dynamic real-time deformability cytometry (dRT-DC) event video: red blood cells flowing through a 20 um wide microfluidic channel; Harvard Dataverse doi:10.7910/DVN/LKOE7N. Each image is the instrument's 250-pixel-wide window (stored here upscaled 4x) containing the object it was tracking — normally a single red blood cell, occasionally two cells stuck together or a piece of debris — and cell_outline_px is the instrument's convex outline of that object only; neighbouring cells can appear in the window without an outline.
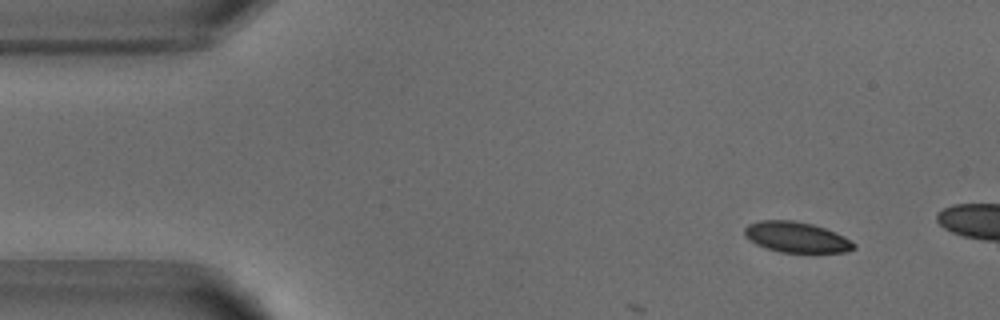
{"species": "common noctule bat (a hibernating species)", "species_latin": "Nyctalus noctula", "temperature_condition": "warm", "stored_images_in_passage": 8, "camera_frame_rate_fps": 3000, "um_per_image_px": 0.085, "animal": {"sex": "male", "body_mass_g": 18.8}, "frame": {"image": 1, "passage_image": 4, "time_ms": 1.0, "image_size_px": [1000, 320], "cell_outline_px": [[856, 248], [848, 252], [780, 252], [756, 244], [744, 236], [744, 228], [748, 224], [760, 220], [792, 220], [812, 224], [824, 228], [844, 236], [856, 244]], "centroid_in_image_um": [67.69, 20.16], "position_along_channel_um": 17.3, "area_um2": 19.42}}